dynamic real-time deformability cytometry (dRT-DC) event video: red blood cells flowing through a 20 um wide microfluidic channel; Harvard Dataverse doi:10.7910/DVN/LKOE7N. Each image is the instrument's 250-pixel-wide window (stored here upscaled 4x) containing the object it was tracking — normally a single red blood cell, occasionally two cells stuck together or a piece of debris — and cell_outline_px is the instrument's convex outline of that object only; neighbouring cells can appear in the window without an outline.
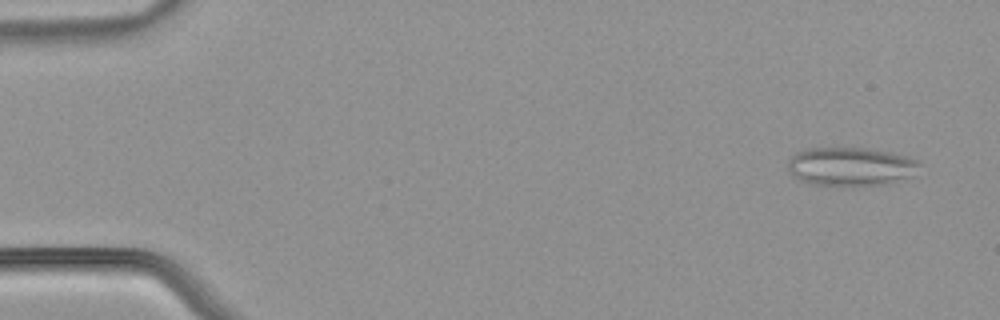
{"species": "common noctule bat (a hibernating species)", "species_latin": "Nyctalus noctula", "temperature_condition": "warm", "stored_images_in_passage": 52, "camera_frame_rate_fps": 3000, "um_per_image_px": 0.085, "animal": {"sex": "male", "body_mass_g": 21.5, "forearm_length_mm": 52.0}, "frame": {"image": 1, "passage_image": 3, "time_ms": 0.667, "image_size_px": [1000, 320], "cell_outline_px": [[920, 164], [912, 176], [880, 184], [816, 184], [800, 180], [788, 172], [788, 160], [796, 152], [808, 148], [868, 148], [908, 156], [916, 160]], "centroid_in_image_um": [72.27, 14.12], "position_along_channel_um": 12.7, "area_um2": 28.9}}
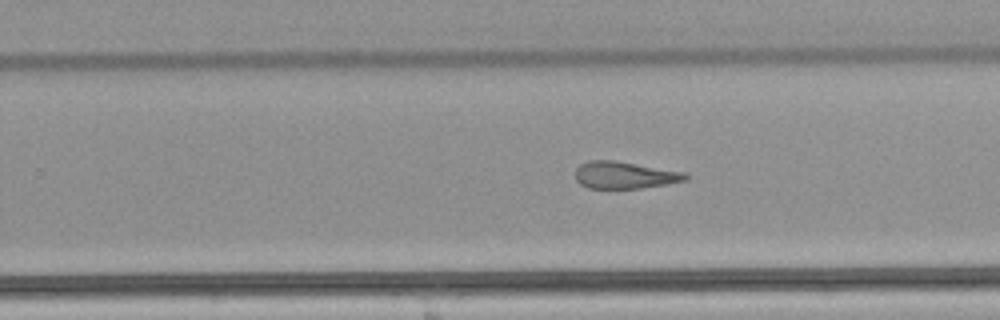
{"frame": {"image": 2, "passage_image": 33, "time_ms": 10.667, "image_size_px": [1000, 320], "cell_outline_px": [[688, 180], [668, 184], [640, 188], [588, 188], [580, 184], [576, 180], [576, 168], [580, 164], [588, 160], [616, 160], [684, 172], [688, 176]], "centroid_in_image_um": [53.09, 14.88], "position_along_channel_um": 276.7, "area_um2": 17.46}}
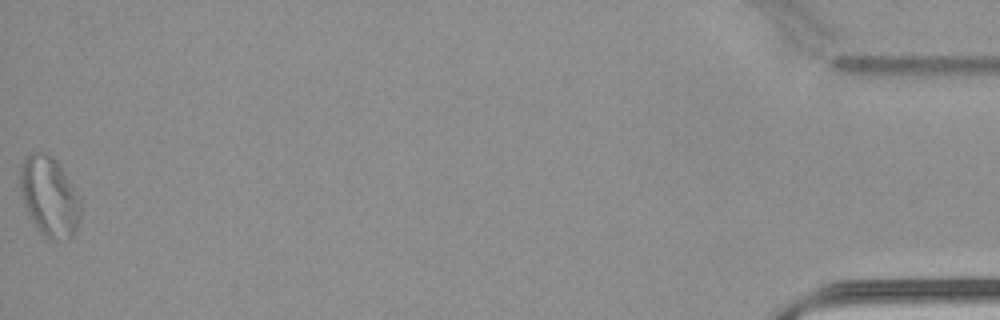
{"frame": {"image": 3, "passage_image": 52, "time_ms": 17.0, "image_size_px": [1000, 320], "cell_outline_px": [[80, 220], [72, 236], [68, 240], [52, 240], [44, 236], [40, 232], [28, 216], [20, 192], [20, 168], [24, 160], [32, 152], [44, 152], [52, 156], [56, 160], [72, 184], [80, 200]], "centroid_in_image_um": [4.18, 16.73], "position_along_channel_um": 431.0, "area_um2": 28.15}, "authors_computed_cell_mechanics": {"area_um2": 21.7906, "velocity_mm_per_s": 3.9823, "shape_relaxation_time_tau1_ms": null, "shape_relaxation_time_tau2_ms": 3.6357, "deformation_change_tau1": null, "deformation_change_tau2": 0.1387}}